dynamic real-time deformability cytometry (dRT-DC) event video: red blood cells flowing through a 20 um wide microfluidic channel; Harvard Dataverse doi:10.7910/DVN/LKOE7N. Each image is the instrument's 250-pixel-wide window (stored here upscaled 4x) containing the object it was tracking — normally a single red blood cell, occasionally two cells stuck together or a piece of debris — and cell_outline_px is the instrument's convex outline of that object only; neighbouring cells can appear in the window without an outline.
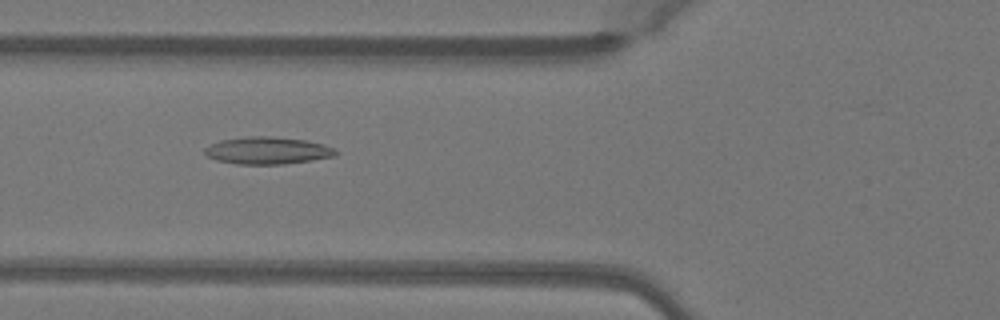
{"species": "Egyptian fruit bat (a non-hibernating species)", "species_latin": "Rousettus aegyptiacus", "temperature_condition": "warm", "stored_images_in_passage": 25, "camera_frame_rate_fps": 3000, "um_per_image_px": 0.085, "animal": {"sex": "female"}, "frame": {"image": 1, "passage_image": 3, "time_ms": 0.667, "image_size_px": [1000, 320], "cell_outline_px": [[340, 152], [336, 156], [312, 160], [284, 164], [236, 164], [216, 160], [208, 156], [204, 152], [204, 148], [220, 140], [248, 136], [268, 136], [304, 140], [324, 144], [336, 148]], "centroid_in_image_um": [22.78, 12.8], "position_along_channel_um": 103.0, "area_um2": 20.87}}
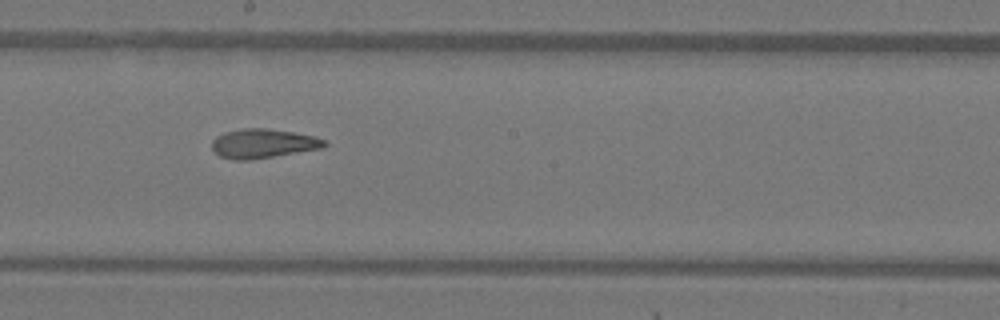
{"frame": {"image": 2, "passage_image": 12, "time_ms": 3.667, "image_size_px": [1000, 320], "cell_outline_px": [[328, 144], [320, 148], [248, 160], [236, 160], [220, 156], [212, 148], [212, 140], [216, 136], [224, 132], [244, 128], [268, 128], [292, 132], [312, 136], [324, 140]], "centroid_in_image_um": [22.31, 12.18], "position_along_channel_um": 225.9, "area_um2": 18.79}}
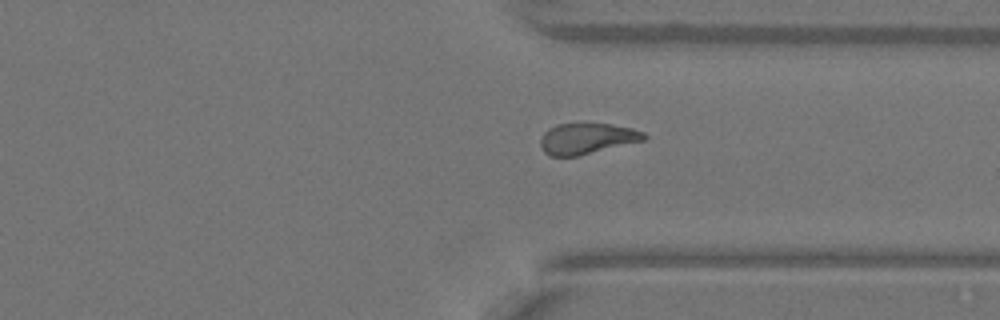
{"frame": {"image": 3, "passage_image": 22, "time_ms": 7.0, "image_size_px": [1000, 320], "cell_outline_px": [[648, 136], [644, 140], [576, 156], [548, 156], [544, 152], [540, 144], [540, 140], [544, 132], [548, 128], [556, 124], [584, 120], [612, 124], [632, 128], [644, 132]], "centroid_in_image_um": [49.86, 11.72], "position_along_channel_um": 361.5, "area_um2": 19.31}}